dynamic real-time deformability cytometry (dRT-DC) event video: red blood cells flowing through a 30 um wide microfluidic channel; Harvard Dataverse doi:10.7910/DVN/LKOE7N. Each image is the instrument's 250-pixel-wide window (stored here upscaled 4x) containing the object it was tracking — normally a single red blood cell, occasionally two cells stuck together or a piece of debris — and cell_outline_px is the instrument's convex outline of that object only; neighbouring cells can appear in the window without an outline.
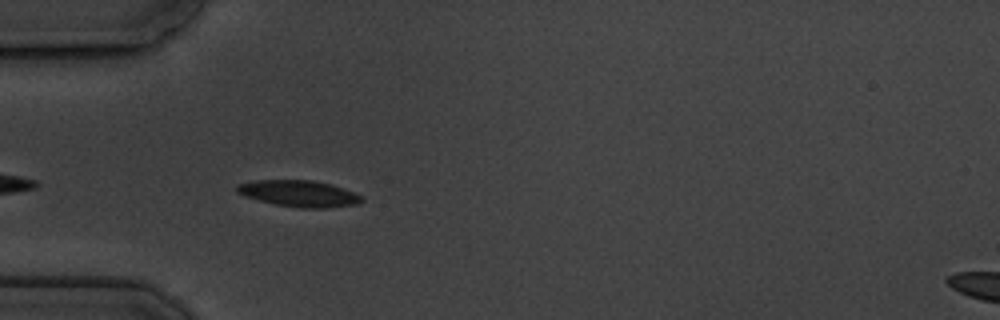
{"species": "common noctule bat (a hibernating species)", "species_latin": "Nyctalus noctula", "temperature_condition": "cold", "stored_images_in_passage": 6, "camera_frame_rate_fps": 3000, "um_per_image_px": 0.085, "animal": {"sex": "male", "body_mass_g": 19.5, "forearm_length_mm": 54.6}, "frame": {"image": 1, "passage_image": 5, "time_ms": 4.667, "image_size_px": [1000, 320], "cell_outline_px": [[364, 200], [356, 204], [324, 208], [300, 208], [276, 204], [244, 196], [236, 192], [236, 184], [256, 180], [312, 180], [332, 184], [356, 192]], "centroid_in_image_um": [25.42, 16.44], "position_along_channel_um": 59.6, "area_um2": 19.19}}